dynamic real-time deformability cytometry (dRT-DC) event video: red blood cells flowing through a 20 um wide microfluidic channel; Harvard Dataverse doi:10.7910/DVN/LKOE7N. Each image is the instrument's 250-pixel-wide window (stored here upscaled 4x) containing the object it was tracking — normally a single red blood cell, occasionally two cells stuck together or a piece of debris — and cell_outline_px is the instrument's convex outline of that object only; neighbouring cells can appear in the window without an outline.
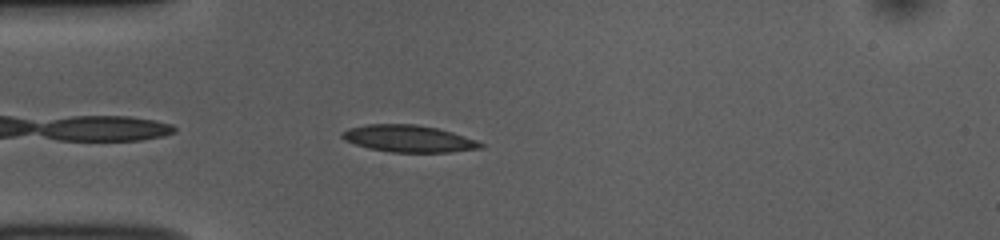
{"species": "common noctule bat (a hibernating species)", "species_latin": "Nyctalus noctula", "temperature_condition": "room temperature", "stored_images_in_passage": 23, "camera_frame_rate_fps": 3000, "um_per_image_px": 0.085, "animal": {"sex": "female", "body_mass_g": 10.0, "forearm_length_mm": 53.1}, "frame": {"image": 1, "passage_image": 3, "time_ms": 0.667, "image_size_px": [1000, 240], "cell_outline_px": [[484, 148], [448, 152], [392, 152], [368, 148], [344, 140], [340, 136], [340, 132], [348, 128], [368, 124], [416, 124], [436, 128], [452, 132], [476, 140], [484, 144]], "centroid_in_image_um": [34.71, 11.78], "position_along_channel_um": 50.3, "area_um2": 21.73}}
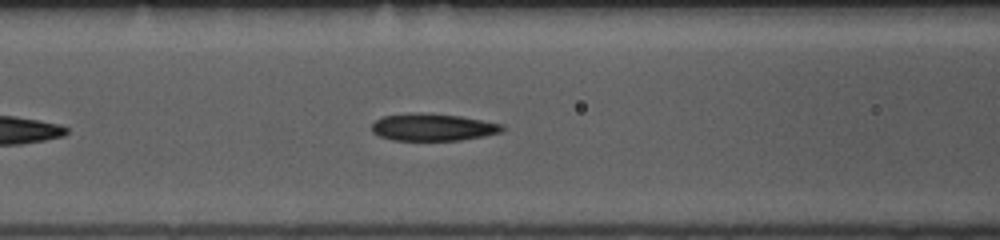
{"frame": {"image": 2, "passage_image": 10, "time_ms": 3.0, "image_size_px": [1000, 240], "cell_outline_px": [[504, 132], [484, 136], [460, 140], [392, 140], [380, 136], [372, 132], [372, 124], [376, 120], [384, 116], [412, 112], [460, 116], [504, 124]], "centroid_in_image_um": [36.82, 10.81], "position_along_channel_um": 129.8, "area_um2": 20.69}}
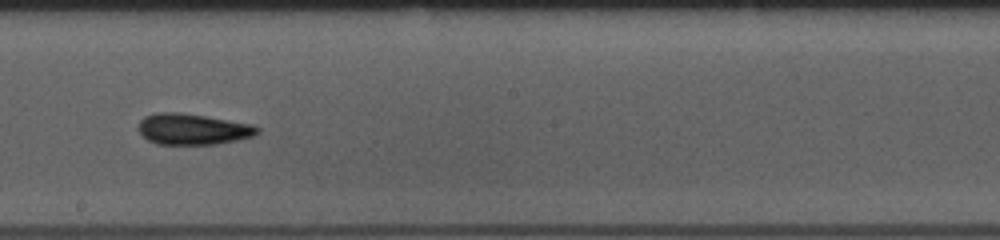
{"frame": {"image": 3, "passage_image": 18, "time_ms": 5.667, "image_size_px": [1000, 240], "cell_outline_px": [[260, 132], [252, 136], [236, 140], [216, 144], [156, 144], [148, 140], [136, 128], [140, 120], [144, 116], [156, 112], [180, 112], [252, 124], [260, 128]], "centroid_in_image_um": [16.35, 10.97], "position_along_channel_um": 231.9, "area_um2": 21.5}}